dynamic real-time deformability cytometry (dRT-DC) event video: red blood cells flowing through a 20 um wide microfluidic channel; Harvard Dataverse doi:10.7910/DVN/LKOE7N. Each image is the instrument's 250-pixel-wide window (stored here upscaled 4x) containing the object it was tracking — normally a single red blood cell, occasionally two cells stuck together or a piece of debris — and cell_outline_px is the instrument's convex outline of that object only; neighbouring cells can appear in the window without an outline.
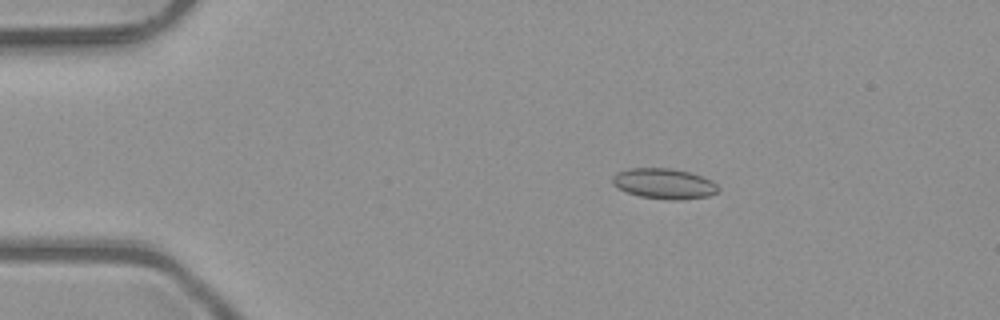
{"species": "common noctule bat (a hibernating species)", "species_latin": "Nyctalus noctula", "temperature_condition": "room temperature", "stored_images_in_passage": 4, "camera_frame_rate_fps": 3000, "um_per_image_px": 0.085, "animal": {"sex": "male", "body_mass_g": 23.1, "forearm_length_mm": 52.7}, "frame": {"image": 1, "passage_image": 3, "time_ms": 0.667, "image_size_px": [1000, 320], "cell_outline_px": [[720, 188], [716, 192], [708, 196], [680, 200], [676, 200], [640, 196], [628, 192], [612, 184], [612, 176], [616, 172], [628, 168], [668, 168], [688, 172], [712, 180]], "centroid_in_image_um": [56.43, 15.6], "position_along_channel_um": 28.6, "area_um2": 18.55}}